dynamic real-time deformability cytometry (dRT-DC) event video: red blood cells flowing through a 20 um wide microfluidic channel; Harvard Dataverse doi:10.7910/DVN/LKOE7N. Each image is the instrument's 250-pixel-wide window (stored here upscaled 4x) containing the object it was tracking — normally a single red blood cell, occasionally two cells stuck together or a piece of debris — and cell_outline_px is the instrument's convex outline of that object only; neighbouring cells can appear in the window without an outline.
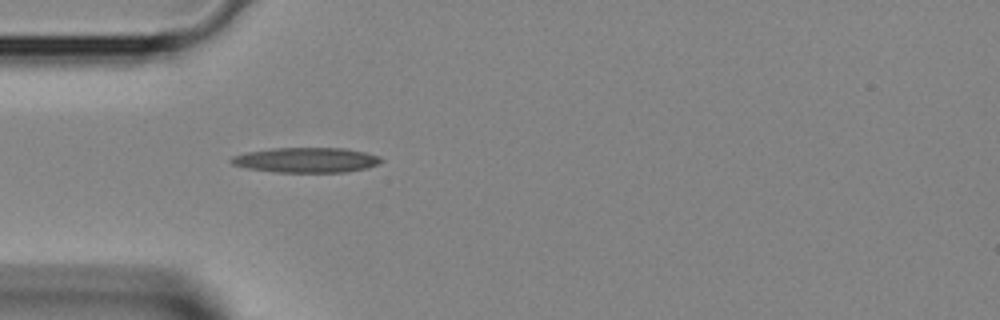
{"species": "Egyptian fruit bat (a non-hibernating species)", "species_latin": "Rousettus aegyptiacus", "temperature_condition": "room temperature", "stored_images_in_passage": 1, "camera_frame_rate_fps": 3000, "um_per_image_px": 0.085, "animal": {"sex": "female"}, "frame": {"image": 1, "passage_image": 1, "time_ms": 0.0, "image_size_px": [1000, 320], "cell_outline_px": [[384, 160], [368, 168], [344, 172], [276, 172], [248, 168], [232, 164], [228, 160], [232, 156], [248, 152], [272, 148], [344, 148], [364, 152], [380, 156]], "centroid_in_image_um": [26.03, 13.6], "position_along_channel_um": 59.0, "area_um2": 21.79}}